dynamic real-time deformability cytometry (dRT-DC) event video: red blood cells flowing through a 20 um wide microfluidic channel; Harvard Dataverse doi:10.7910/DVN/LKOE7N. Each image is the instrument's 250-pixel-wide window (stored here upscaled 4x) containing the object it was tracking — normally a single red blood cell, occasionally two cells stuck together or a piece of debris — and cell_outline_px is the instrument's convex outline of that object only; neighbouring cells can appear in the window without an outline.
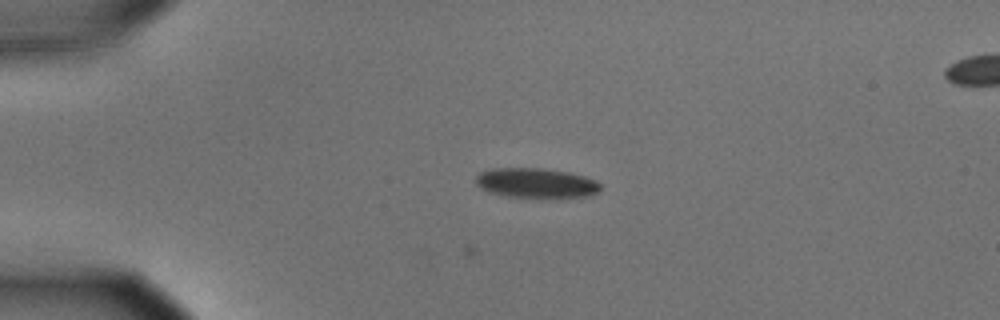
{"species": "common noctule bat (a hibernating species)", "species_latin": "Nyctalus noctula", "temperature_condition": "cold", "stored_images_in_passage": 6, "camera_frame_rate_fps": 3000, "um_per_image_px": 0.085, "animal": {"sex": "male", "body_mass_g": 15.6}, "frame": {"image": 1, "passage_image": 1, "time_ms": 0.0, "image_size_px": [1000, 320], "cell_outline_px": [[600, 192], [588, 196], [504, 196], [488, 192], [480, 188], [476, 184], [476, 176], [480, 172], [492, 168], [540, 168], [568, 172], [584, 176], [596, 180], [600, 184]], "centroid_in_image_um": [45.54, 15.53], "position_along_channel_um": 39.5, "area_um2": 21.33}}